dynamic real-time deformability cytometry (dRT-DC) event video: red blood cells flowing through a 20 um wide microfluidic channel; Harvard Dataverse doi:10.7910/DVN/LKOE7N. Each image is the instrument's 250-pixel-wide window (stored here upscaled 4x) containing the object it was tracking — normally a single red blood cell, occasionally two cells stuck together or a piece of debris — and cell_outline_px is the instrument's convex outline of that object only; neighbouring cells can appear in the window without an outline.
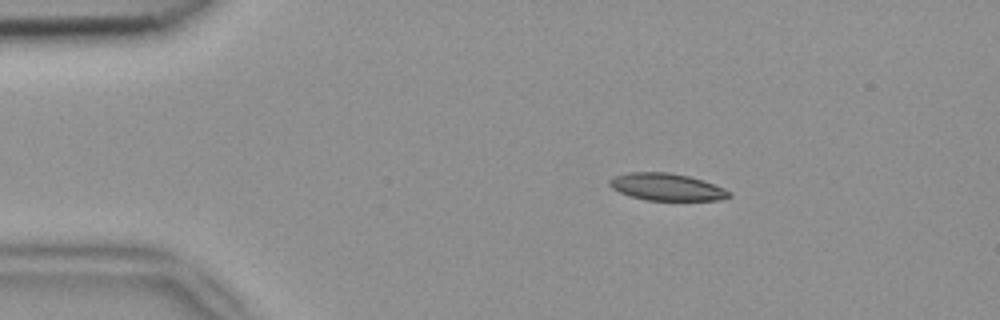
{"species": "common noctule bat (a hibernating species)", "species_latin": "Nyctalus noctula", "temperature_condition": "room temperature", "stored_images_in_passage": 44, "camera_frame_rate_fps": 3000, "um_per_image_px": 0.085, "animal": {"sex": "female", "body_mass_g": 18.4}, "frame": {"image": 1, "passage_image": 1, "time_ms": 0.0, "image_size_px": [1000, 320], "cell_outline_px": [[732, 196], [720, 200], [644, 200], [620, 192], [612, 188], [608, 184], [608, 180], [616, 176], [628, 172], [668, 172], [688, 176], [704, 180], [724, 188], [732, 192]], "centroid_in_image_um": [56.69, 15.89], "position_along_channel_um": 28.3, "area_um2": 18.96}}
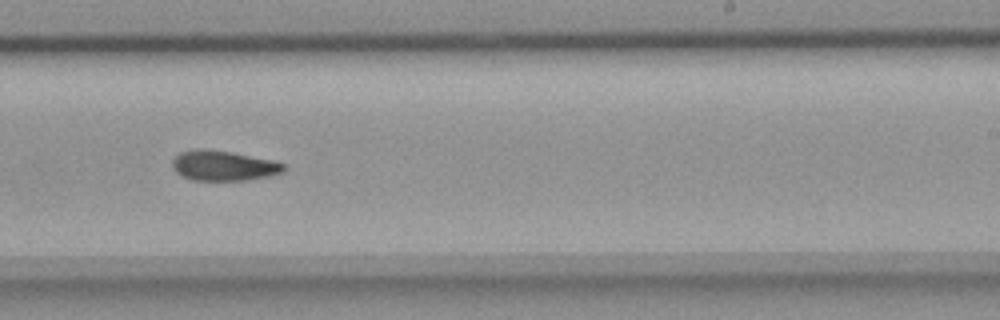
{"frame": {"image": 2, "passage_image": 24, "time_ms": 7.667, "image_size_px": [1000, 320], "cell_outline_px": [[284, 172], [268, 176], [244, 180], [192, 180], [176, 172], [172, 168], [172, 160], [180, 152], [196, 148], [204, 148], [276, 160], [284, 164]], "centroid_in_image_um": [18.98, 14.07], "position_along_channel_um": 270.0, "area_um2": 19.48}}
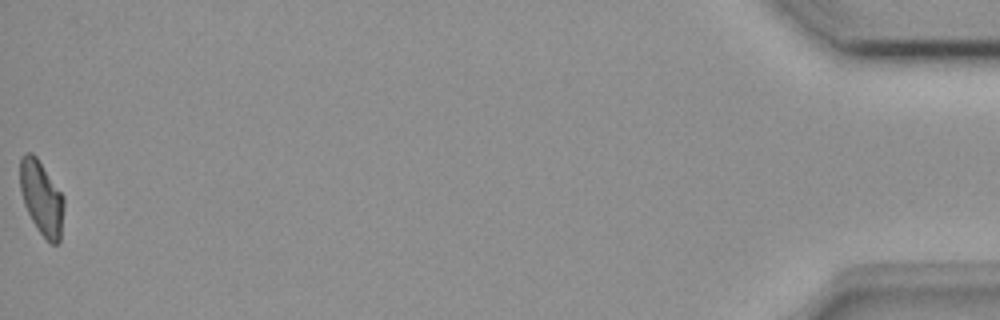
{"frame": {"image": 3, "passage_image": 44, "time_ms": 14.333, "image_size_px": [1000, 320], "cell_outline_px": [[64, 208], [60, 240], [56, 244], [52, 244], [36, 228], [24, 204], [20, 188], [20, 156], [28, 152], [32, 152], [36, 156], [64, 196]], "centroid_in_image_um": [3.53, 16.8], "position_along_channel_um": 431.7, "area_um2": 18.84}, "authors_computed_cell_mechanics": {"area_um2": 19.4786, "velocity_mm_per_s": 3.9088, "shape_relaxation_time_tau1_ms": null, "shape_relaxation_time_tau2_ms": 7.3816, "deformation_change_tau1": null, "deformation_change_tau2": 0.1488}}